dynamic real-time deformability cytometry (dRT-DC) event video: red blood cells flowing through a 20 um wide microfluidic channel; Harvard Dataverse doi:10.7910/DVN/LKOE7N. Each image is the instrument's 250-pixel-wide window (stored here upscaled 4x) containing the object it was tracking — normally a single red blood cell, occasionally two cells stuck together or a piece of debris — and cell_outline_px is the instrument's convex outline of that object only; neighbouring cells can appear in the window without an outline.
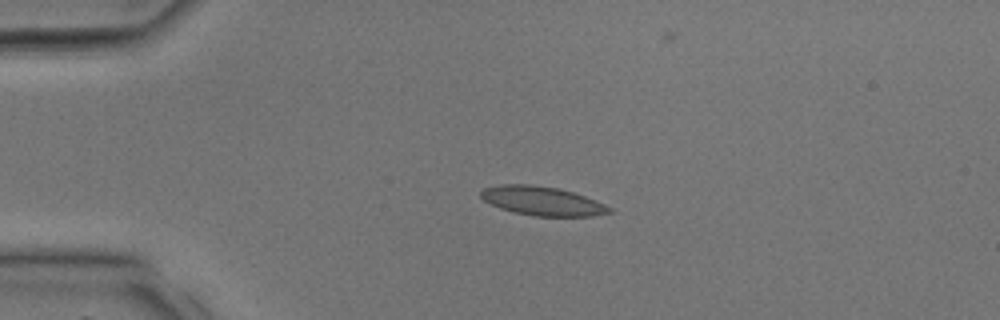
{"species": "common noctule bat (a hibernating species)", "species_latin": "Nyctalus noctula", "temperature_condition": "room temperature", "stored_images_in_passage": 27, "camera_frame_rate_fps": 3000, "um_per_image_px": 0.085, "animal": {"sex": "male", "body_mass_g": 17.9, "forearm_length_mm": 54.2}, "frame": {"image": 1, "passage_image": 1, "time_ms": 0.0, "image_size_px": [1000, 320], "cell_outline_px": [[612, 212], [592, 216], [536, 216], [512, 212], [500, 208], [484, 200], [480, 196], [480, 192], [484, 188], [500, 184], [532, 184], [556, 188], [572, 192], [584, 196], [604, 204], [612, 208]], "centroid_in_image_um": [46.07, 17.08], "position_along_channel_um": 38.9, "area_um2": 21.56}}
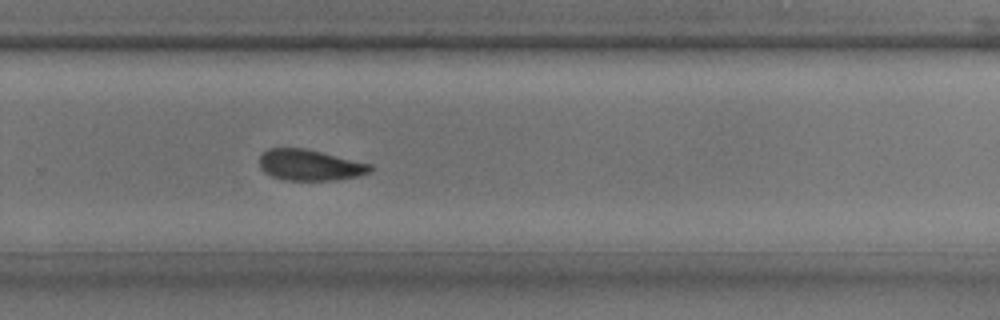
{"frame": {"image": 2, "passage_image": 16, "time_ms": 5.0, "image_size_px": [1000, 320], "cell_outline_px": [[372, 168], [368, 172], [356, 176], [336, 180], [284, 180], [272, 176], [264, 172], [260, 168], [260, 152], [268, 148], [304, 148], [372, 164]], "centroid_in_image_um": [26.28, 14.02], "position_along_channel_um": 303.5, "area_um2": 19.94}}
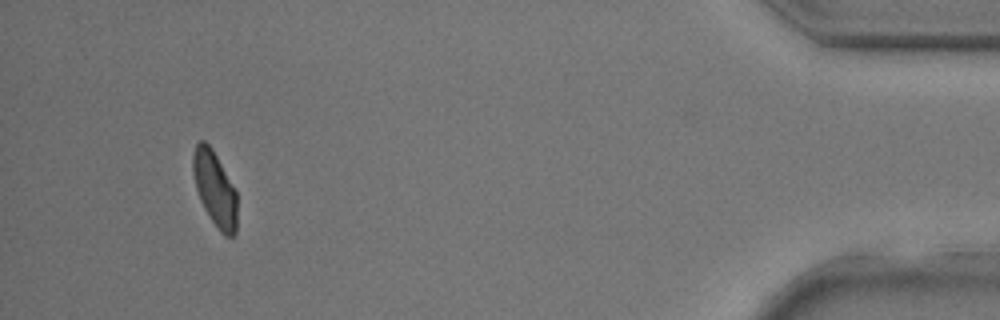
{"frame": {"image": 3, "passage_image": 25, "time_ms": 8.0, "image_size_px": [1000, 320], "cell_outline_px": [[236, 232], [232, 236], [224, 236], [220, 232], [204, 208], [200, 200], [196, 188], [192, 172], [192, 156], [196, 144], [200, 140], [204, 140], [212, 148], [236, 188]], "centroid_in_image_um": [18.25, 16.02], "position_along_channel_um": 416.9, "area_um2": 19.36}}